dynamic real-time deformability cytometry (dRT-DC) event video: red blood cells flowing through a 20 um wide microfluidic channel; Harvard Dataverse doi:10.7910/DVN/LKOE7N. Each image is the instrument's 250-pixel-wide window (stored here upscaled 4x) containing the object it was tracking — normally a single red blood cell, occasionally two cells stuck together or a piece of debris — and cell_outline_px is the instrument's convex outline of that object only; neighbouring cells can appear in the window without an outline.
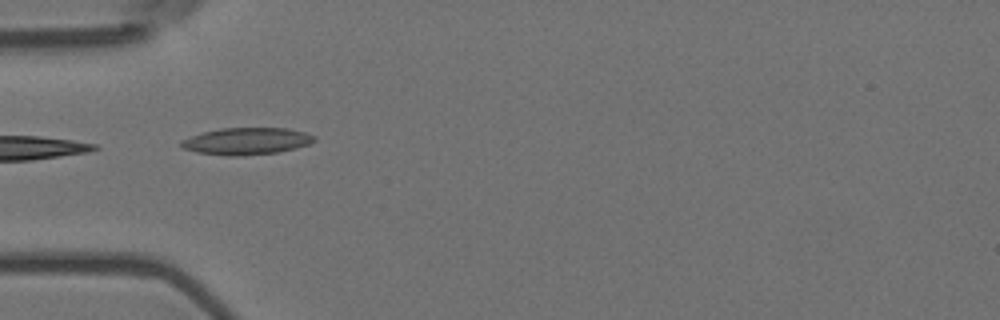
{"species": "Egyptian fruit bat (a non-hibernating species)", "species_latin": "Rousettus aegyptiacus", "temperature_condition": "room temperature", "stored_images_in_passage": 3, "camera_frame_rate_fps": 3000, "um_per_image_px": 0.085, "animal": {"sex": "female"}, "frame": {"image": 1, "passage_image": 1, "time_ms": 0.0, "image_size_px": [1000, 320], "cell_outline_px": [[316, 140], [308, 144], [296, 148], [276, 152], [244, 156], [228, 156], [196, 152], [184, 148], [180, 144], [180, 140], [204, 132], [220, 128], [288, 128], [304, 132], [316, 136]], "centroid_in_image_um": [20.97, 12.0], "position_along_channel_um": 64.0, "area_um2": 20.87}}